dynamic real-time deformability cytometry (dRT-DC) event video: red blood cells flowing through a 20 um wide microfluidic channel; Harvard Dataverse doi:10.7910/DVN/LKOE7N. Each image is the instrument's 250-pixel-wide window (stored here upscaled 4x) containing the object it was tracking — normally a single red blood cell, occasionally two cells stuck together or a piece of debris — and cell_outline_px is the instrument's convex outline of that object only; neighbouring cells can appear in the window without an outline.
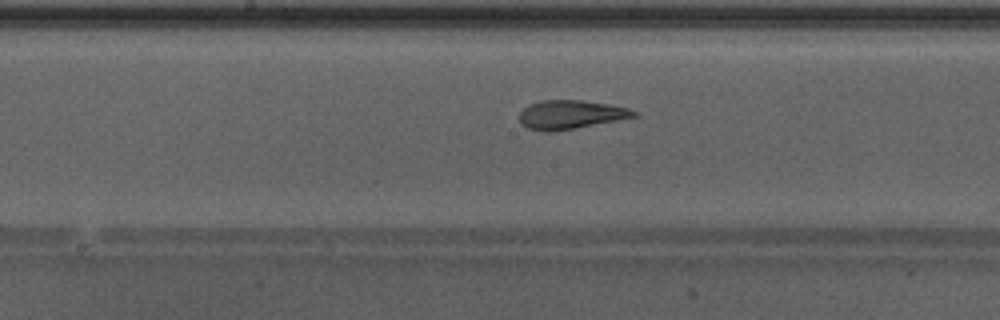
{"species": "Egyptian fruit bat (a non-hibernating species)", "species_latin": "Rousettus aegyptiacus", "temperature_condition": "warm", "stored_images_in_passage": 32, "camera_frame_rate_fps": 3000, "um_per_image_px": 0.085, "animal": {"sex": "male"}, "frame": {"image": 1, "passage_image": 14, "time_ms": 4.333, "image_size_px": [1000, 320], "cell_outline_px": [[640, 116], [552, 132], [544, 132], [528, 128], [520, 124], [520, 112], [528, 104], [540, 100], [580, 100], [612, 104], [628, 108], [636, 112]], "centroid_in_image_um": [48.49, 9.73], "position_along_channel_um": 199.7, "area_um2": 19.31}}
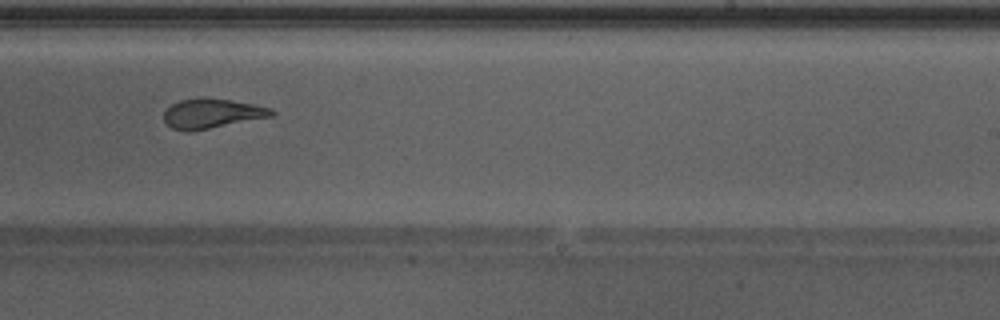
{"frame": {"image": 2, "passage_image": 19, "time_ms": 6.0, "image_size_px": [1000, 320], "cell_outline_px": [[276, 116], [188, 132], [184, 132], [172, 128], [164, 120], [164, 112], [172, 104], [180, 100], [232, 100], [256, 104], [272, 108], [276, 112]], "centroid_in_image_um": [18.09, 9.68], "position_along_channel_um": 270.9, "area_um2": 18.26}}